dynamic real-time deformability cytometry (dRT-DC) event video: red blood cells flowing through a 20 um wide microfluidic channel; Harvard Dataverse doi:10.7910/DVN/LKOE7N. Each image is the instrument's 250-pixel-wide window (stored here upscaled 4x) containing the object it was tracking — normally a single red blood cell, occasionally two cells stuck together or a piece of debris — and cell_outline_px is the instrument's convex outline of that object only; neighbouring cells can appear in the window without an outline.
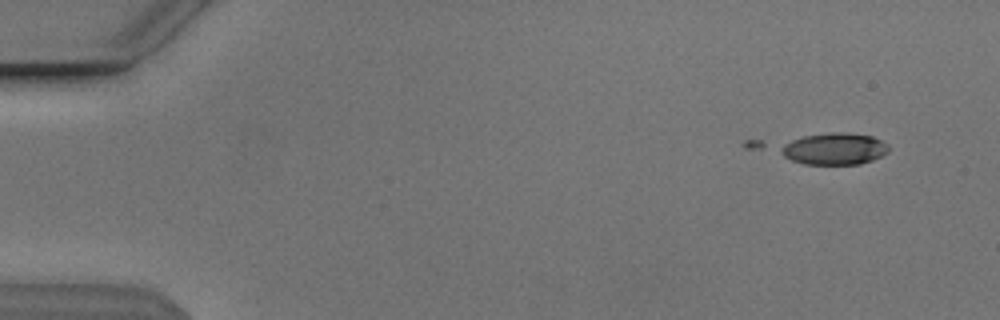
{"species": "Egyptian fruit bat (a non-hibernating species)", "species_latin": "Rousettus aegyptiacus", "temperature_condition": "cold", "stored_images_in_passage": 21, "camera_frame_rate_fps": 3000, "um_per_image_px": 0.085, "animal": {"sex": "male"}, "frame": {"image": 1, "passage_image": 1, "time_ms": 0.0, "image_size_px": [1000, 320], "cell_outline_px": [[888, 152], [872, 160], [860, 164], [804, 164], [744, 148], [744, 140], [828, 132], [848, 132], [872, 136], [888, 144]], "centroid_in_image_um": [69.84, 12.57], "position_along_channel_um": 15.2, "area_um2": 25.03}}